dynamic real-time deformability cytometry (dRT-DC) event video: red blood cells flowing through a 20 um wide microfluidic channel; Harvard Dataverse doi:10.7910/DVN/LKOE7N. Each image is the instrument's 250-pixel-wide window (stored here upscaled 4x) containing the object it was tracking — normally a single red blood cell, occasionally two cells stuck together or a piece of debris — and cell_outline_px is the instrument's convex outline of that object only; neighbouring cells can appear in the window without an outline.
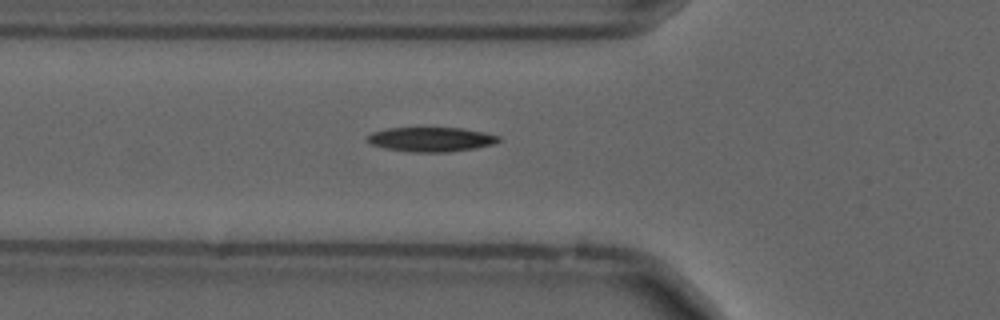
{"species": "common noctule bat (a hibernating species)", "species_latin": "Nyctalus noctula", "temperature_condition": "cold", "stored_images_in_passage": 48, "camera_frame_rate_fps": 3000, "um_per_image_px": 0.085, "animal": {"sex": "male", "forearm_length_mm": 52.5}, "frame": {"image": 1, "passage_image": 12, "time_ms": 3.667, "image_size_px": [1000, 320], "cell_outline_px": [[500, 140], [492, 144], [476, 148], [448, 152], [412, 152], [384, 148], [372, 144], [368, 140], [368, 136], [372, 132], [388, 128], [460, 128], [484, 132], [500, 136]], "centroid_in_image_um": [36.66, 11.85], "position_along_channel_um": 89.1, "area_um2": 18.55}}
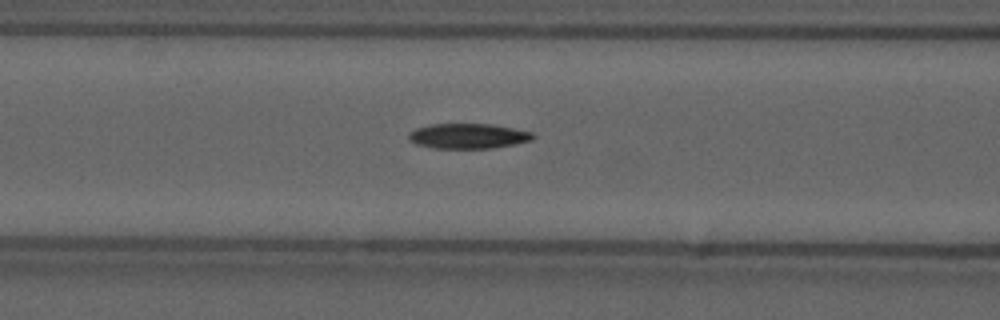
{"frame": {"image": 2, "passage_image": 15, "time_ms": 4.667, "image_size_px": [1000, 320], "cell_outline_px": [[536, 136], [532, 140], [516, 144], [492, 148], [432, 148], [416, 144], [408, 140], [408, 132], [416, 128], [428, 124], [492, 124], [532, 132]], "centroid_in_image_um": [39.77, 11.56], "position_along_channel_um": 126.8, "area_um2": 18.32}}
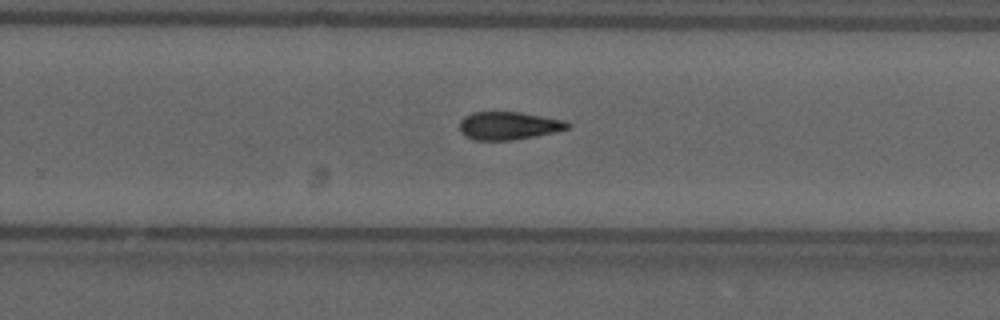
{"frame": {"image": 3, "passage_image": 28, "time_ms": 9.0, "image_size_px": [1000, 320], "cell_outline_px": [[572, 124], [568, 128], [556, 132], [536, 136], [512, 140], [476, 140], [464, 136], [460, 132], [460, 120], [464, 116], [472, 112], [520, 112], [564, 120]], "centroid_in_image_um": [43.22, 10.68], "position_along_channel_um": 286.6, "area_um2": 17.69}, "authors_computed_cell_mechanics": {"area_um2": 17.9469, "velocity_mm_per_s": 3.6925, "shape_relaxation_time_tau1_ms": 4.8724, "shape_relaxation_time_tau2_ms": null, "deformation_change_tau1": 0.1367, "deformation_change_tau2": null}}